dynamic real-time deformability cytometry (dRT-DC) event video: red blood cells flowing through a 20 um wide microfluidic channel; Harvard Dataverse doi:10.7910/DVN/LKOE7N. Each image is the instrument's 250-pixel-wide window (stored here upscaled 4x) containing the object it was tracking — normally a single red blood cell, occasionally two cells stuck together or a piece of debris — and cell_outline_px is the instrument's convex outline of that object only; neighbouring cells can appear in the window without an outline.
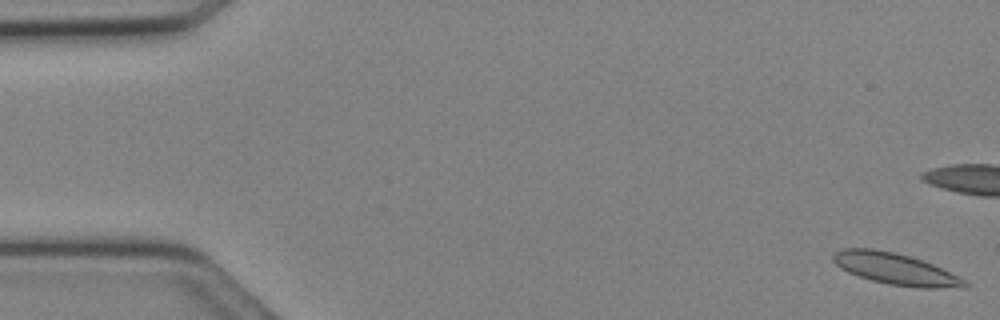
{"species": "Egyptian fruit bat (a non-hibernating species)", "species_latin": "Rousettus aegyptiacus", "temperature_condition": "cold", "stored_images_in_passage": 14, "camera_frame_rate_fps": 3000, "um_per_image_px": 0.085, "animal": {"sex": "female"}, "frame": {"image": 1, "passage_image": 1, "time_ms": 0.0, "image_size_px": [1000, 320], "cell_outline_px": [[968, 284], [964, 288], [920, 288], [888, 284], [872, 280], [848, 272], [840, 268], [832, 260], [832, 256], [836, 252], [844, 248], [872, 248], [892, 252], [908, 256], [932, 264], [964, 280]], "centroid_in_image_um": [76.07, 22.86], "position_along_channel_um": 8.9, "area_um2": 23.7}}
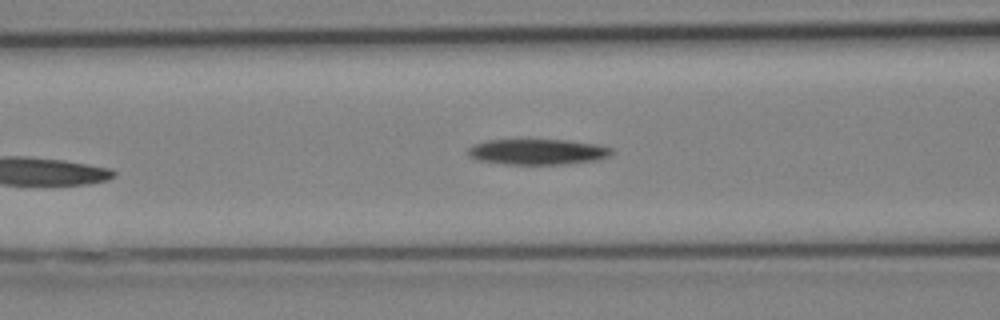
{"frame": {"image": 2, "passage_image": 14, "time_ms": 4.333, "image_size_px": [1000, 320], "cell_outline_px": [[616, 152], [608, 156], [596, 160], [560, 164], [504, 164], [480, 160], [468, 156], [468, 148], [472, 144], [488, 140], [568, 140], [596, 144], [612, 148]], "centroid_in_image_um": [45.69, 12.9], "position_along_channel_um": 120.9, "area_um2": 21.39}}